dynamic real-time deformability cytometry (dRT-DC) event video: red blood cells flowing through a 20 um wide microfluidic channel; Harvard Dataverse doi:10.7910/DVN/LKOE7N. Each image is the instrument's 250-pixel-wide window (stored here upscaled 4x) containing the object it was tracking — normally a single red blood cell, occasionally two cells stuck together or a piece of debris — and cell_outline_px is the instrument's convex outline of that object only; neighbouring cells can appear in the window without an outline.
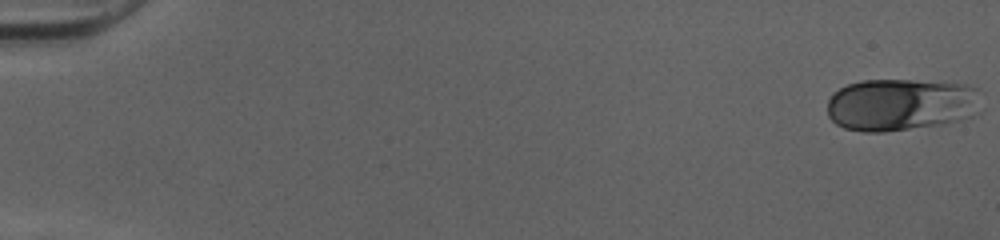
{"species": "human", "species_latin": "Homo sapiens", "temperature_condition": "cold", "stored_images_in_passage": 51, "camera_frame_rate_fps": 3000, "um_per_image_px": 0.085, "donor": {"sex": "female"}, "frame": {"image": 1, "passage_image": 1, "time_ms": 0.0, "image_size_px": [1000, 240], "cell_outline_px": [[976, 112], [972, 116], [960, 120], [944, 124], [884, 132], [864, 132], [844, 128], [836, 124], [828, 116], [828, 100], [832, 92], [848, 84], [860, 80], [912, 80], [964, 84], [976, 88]], "centroid_in_image_um": [76.5, 8.9], "position_along_channel_um": 8.5, "area_um2": 46.82}}
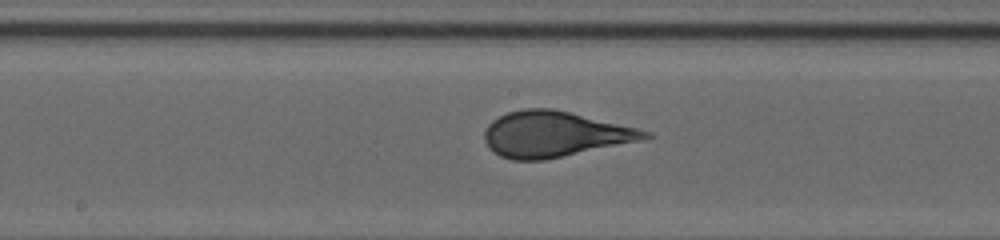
{"frame": {"image": 2, "passage_image": 28, "time_ms": 9.0, "image_size_px": [1000, 240], "cell_outline_px": [[656, 136], [648, 140], [544, 160], [512, 160], [500, 156], [492, 152], [484, 140], [484, 132], [488, 124], [492, 120], [508, 112], [524, 108], [552, 108], [636, 128], [652, 132]], "centroid_in_image_um": [47.17, 11.42], "position_along_channel_um": 201.0, "area_um2": 43.0}}
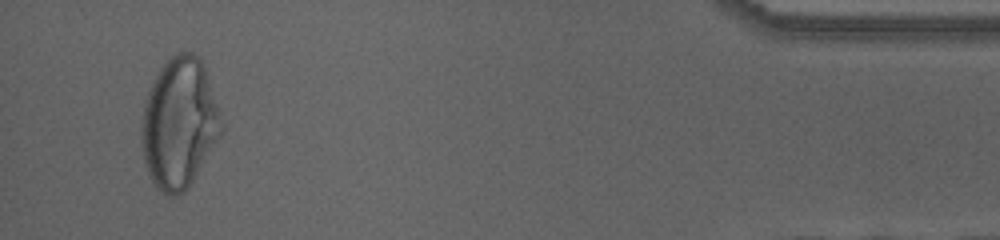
{"frame": {"image": 3, "passage_image": 49, "time_ms": 16.0, "image_size_px": [1000, 240], "cell_outline_px": [[220, 136], [192, 180], [184, 192], [176, 196], [164, 196], [156, 188], [144, 164], [140, 144], [140, 128], [144, 100], [152, 80], [160, 68], [172, 56], [180, 52], [192, 52], [204, 64], [216, 104], [220, 128]], "centroid_in_image_um": [15.15, 10.5], "position_along_channel_um": 420.0, "area_um2": 60.29}, "authors_computed_cell_mechanics": {"area_um2": 42.8298, "velocity_mm_per_s": 4.0492, "shape_relaxation_time_tau1_ms": 4.1088, "shape_relaxation_time_tau2_ms": null, "deformation_change_tau1": 0.1798, "deformation_change_tau2": null}}